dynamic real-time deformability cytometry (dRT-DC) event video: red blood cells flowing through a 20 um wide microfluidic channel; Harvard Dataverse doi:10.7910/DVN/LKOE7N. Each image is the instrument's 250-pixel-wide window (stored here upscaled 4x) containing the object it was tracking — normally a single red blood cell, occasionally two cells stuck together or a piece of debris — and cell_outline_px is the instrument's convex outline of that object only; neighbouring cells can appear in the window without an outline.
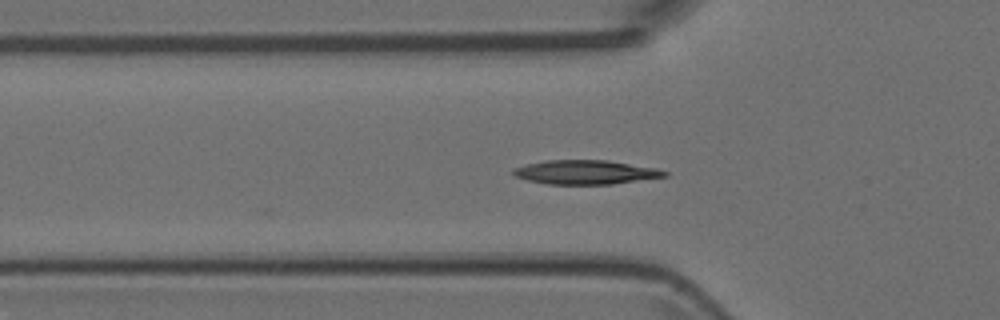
{"species": "Egyptian fruit bat (a non-hibernating species)", "species_latin": "Rousettus aegyptiacus", "temperature_condition": "room temperature", "stored_images_in_passage": 6, "camera_frame_rate_fps": 3000, "um_per_image_px": 0.085, "animal": {"sex": "female"}, "frame": {"image": 1, "passage_image": 5, "time_ms": 1.333, "image_size_px": [1000, 320], "cell_outline_px": [[668, 176], [612, 184], [548, 184], [528, 180], [512, 176], [512, 168], [544, 160], [608, 160], [656, 168], [668, 172]], "centroid_in_image_um": [49.75, 14.63], "position_along_channel_um": 76.1, "area_um2": 21.27}}
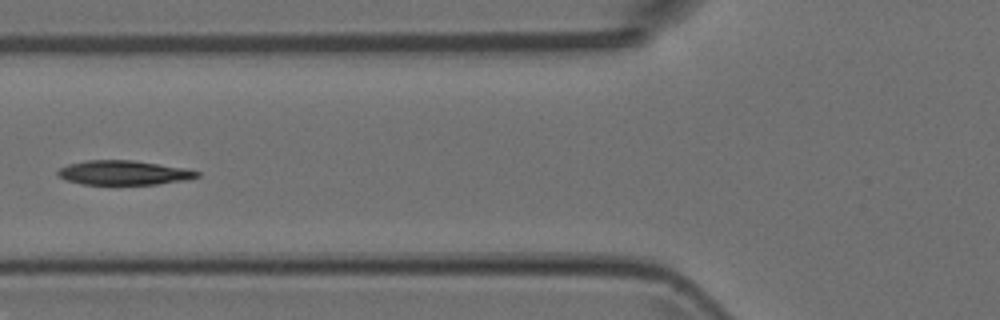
{"frame": {"image": 2, "passage_image": 6, "time_ms": 1.667, "image_size_px": [1000, 320], "cell_outline_px": [[200, 176], [188, 180], [156, 184], [80, 184], [64, 180], [56, 172], [60, 168], [68, 164], [84, 160], [132, 160], [184, 168], [200, 172]], "centroid_in_image_um": [10.49, 14.68], "position_along_channel_um": 115.3, "area_um2": 19.77}}